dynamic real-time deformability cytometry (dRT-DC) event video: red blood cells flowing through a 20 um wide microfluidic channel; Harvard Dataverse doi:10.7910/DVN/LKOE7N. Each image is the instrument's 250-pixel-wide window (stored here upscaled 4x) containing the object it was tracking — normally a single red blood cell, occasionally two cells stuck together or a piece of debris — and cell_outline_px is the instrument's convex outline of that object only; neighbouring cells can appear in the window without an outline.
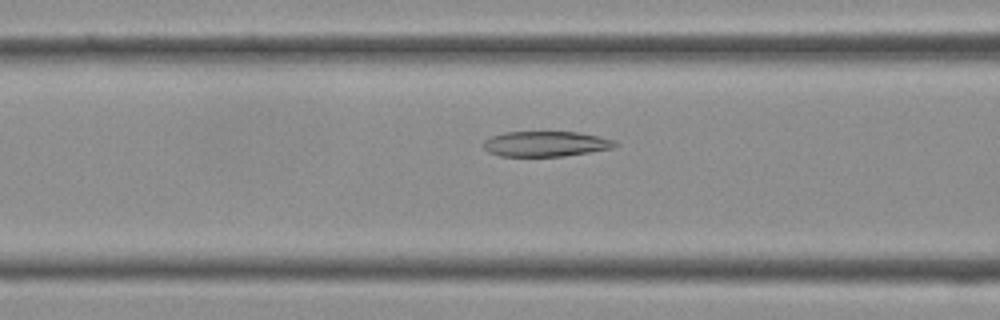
{"species": "Egyptian fruit bat (a non-hibernating species)", "species_latin": "Rousettus aegyptiacus", "temperature_condition": "cold", "stored_images_in_passage": 38, "camera_frame_rate_fps": 3000, "um_per_image_px": 0.085, "frame": {"image": 1, "passage_image": 15, "time_ms": 4.667, "image_size_px": [1000, 320], "cell_outline_px": [[620, 144], [612, 148], [564, 156], [500, 156], [488, 152], [480, 144], [484, 140], [492, 136], [504, 132], [576, 132], [616, 140]], "centroid_in_image_um": [46.35, 12.23], "position_along_channel_um": 120.2, "area_um2": 19.42}}
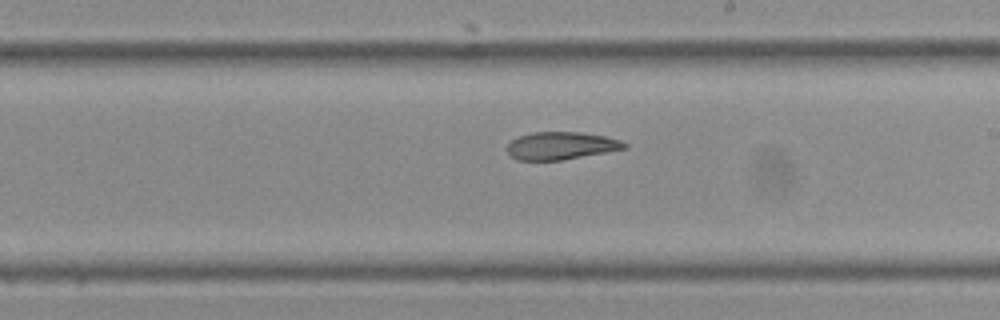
{"frame": {"image": 2, "passage_image": 22, "time_ms": 7.0, "image_size_px": [1000, 320], "cell_outline_px": [[628, 148], [560, 160], [516, 160], [508, 152], [508, 144], [512, 140], [520, 136], [532, 132], [580, 132], [604, 136], [620, 140], [628, 144]], "centroid_in_image_um": [47.7, 12.38], "position_along_channel_um": 241.3, "area_um2": 18.67}}
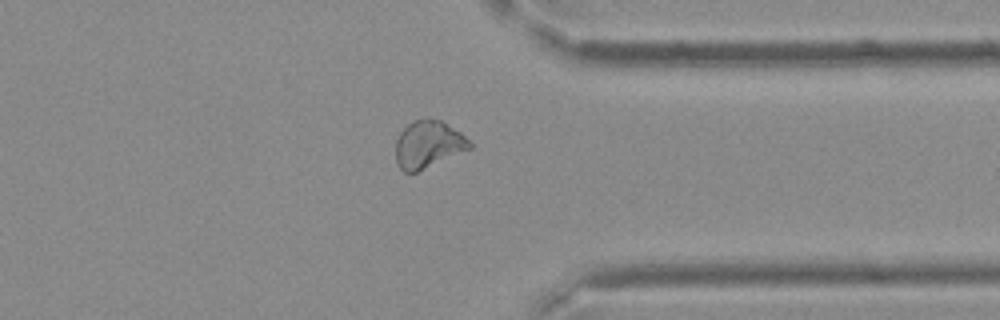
{"frame": {"image": 3, "passage_image": 30, "time_ms": 9.667, "image_size_px": [1000, 320], "cell_outline_px": [[472, 148], [416, 172], [404, 172], [396, 164], [396, 140], [400, 132], [412, 120], [428, 116], [440, 120], [460, 132], [472, 144]], "centroid_in_image_um": [36.37, 12.25], "position_along_channel_um": 375.0, "area_um2": 20.46}}